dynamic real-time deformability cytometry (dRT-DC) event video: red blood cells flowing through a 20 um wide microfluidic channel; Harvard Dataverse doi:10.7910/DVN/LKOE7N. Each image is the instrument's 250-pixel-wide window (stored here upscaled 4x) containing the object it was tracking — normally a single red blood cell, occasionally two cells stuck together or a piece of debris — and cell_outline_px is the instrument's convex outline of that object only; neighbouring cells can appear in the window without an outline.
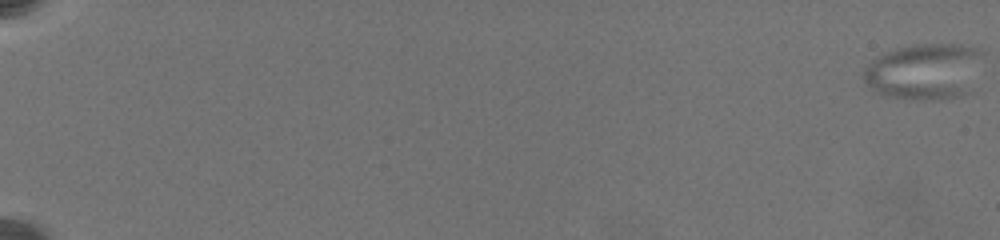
{"species": "common noctule bat (a hibernating species)", "species_latin": "Nyctalus noctula", "temperature_condition": "warm", "stored_images_in_passage": 55, "camera_frame_rate_fps": 3000, "um_per_image_px": 0.085, "animal": {"sex": "female", "body_mass_g": 19.5, "forearm_length_mm": 54.1}, "frame": {"image": 1, "passage_image": 1, "time_ms": 0.0, "image_size_px": [1000, 240], "cell_outline_px": [[976, 52], [968, 92], [960, 96], [932, 100], [912, 100], [892, 96], [876, 92], [864, 80], [864, 72], [880, 56], [900, 48], [928, 44], [952, 44], [968, 48]], "centroid_in_image_um": [78.45, 6.13], "position_along_channel_um": 6.6, "area_um2": 36.3}}
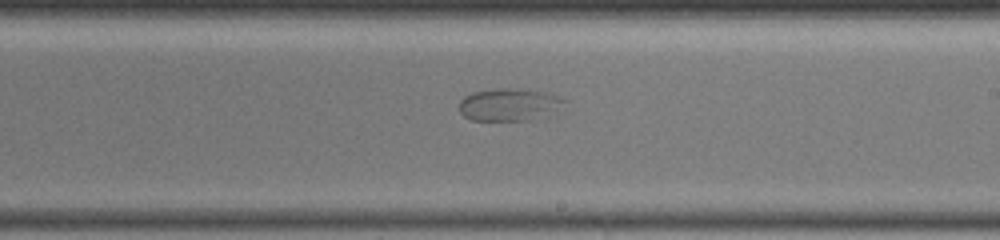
{"frame": {"image": 2, "passage_image": 32, "time_ms": 14.0, "image_size_px": [1000, 240], "cell_outline_px": [[564, 100], [524, 120], [472, 120], [464, 116], [460, 112], [460, 100], [464, 96], [472, 92], [496, 88], [524, 88], [544, 92], [556, 96]], "centroid_in_image_um": [43.0, 8.84], "position_along_channel_um": 246.0, "area_um2": 18.5}}
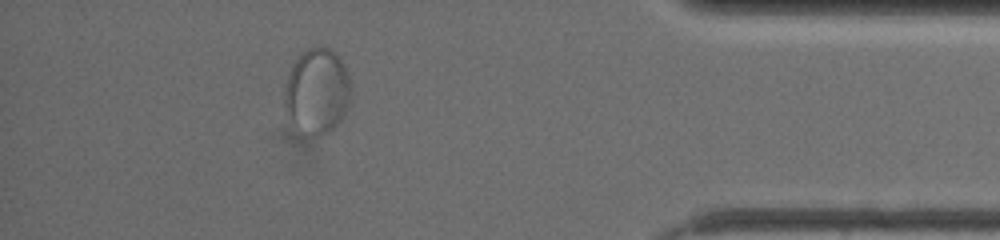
{"frame": {"image": 3, "passage_image": 50, "time_ms": 19.667, "image_size_px": [1000, 240], "cell_outline_px": [[348, 104], [340, 120], [328, 132], [320, 136], [300, 140], [288, 116], [284, 104], [284, 92], [288, 76], [292, 64], [300, 52], [308, 48], [328, 48], [336, 52], [344, 64], [348, 76]], "centroid_in_image_um": [26.88, 7.83], "position_along_channel_um": 408.3, "area_um2": 33.47}}